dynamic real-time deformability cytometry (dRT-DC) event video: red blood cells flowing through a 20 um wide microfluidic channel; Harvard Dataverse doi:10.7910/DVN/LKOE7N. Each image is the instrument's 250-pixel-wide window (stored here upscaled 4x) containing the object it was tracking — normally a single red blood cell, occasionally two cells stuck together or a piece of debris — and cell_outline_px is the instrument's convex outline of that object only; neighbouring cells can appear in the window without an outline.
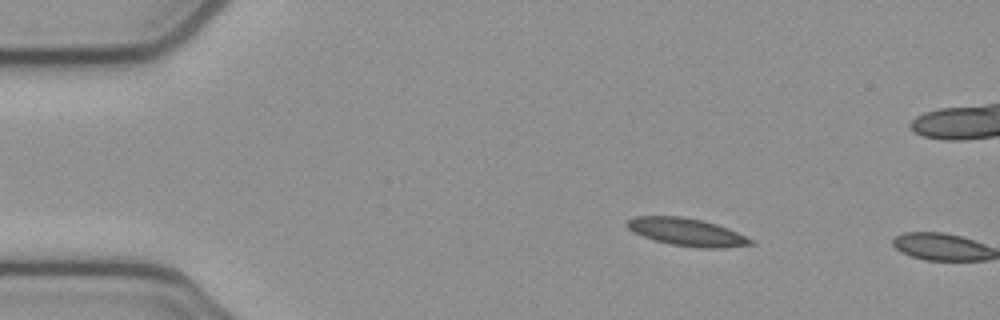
{"species": "common noctule bat (a hibernating species)", "species_latin": "Nyctalus noctula", "temperature_condition": "cold", "stored_images_in_passage": 2, "camera_frame_rate_fps": 3000, "um_per_image_px": 0.085, "animal": {"sex": "female", "body_mass_g": 21.9}, "frame": {"image": 1, "passage_image": 1, "time_ms": 0.0, "image_size_px": [1000, 320], "cell_outline_px": [[756, 244], [724, 248], [700, 248], [672, 244], [656, 240], [644, 236], [628, 228], [624, 224], [628, 220], [636, 216], [680, 216], [700, 220], [716, 224], [728, 228], [756, 240]], "centroid_in_image_um": [58.45, 19.73], "position_along_channel_um": 26.5, "area_um2": 19.83}}